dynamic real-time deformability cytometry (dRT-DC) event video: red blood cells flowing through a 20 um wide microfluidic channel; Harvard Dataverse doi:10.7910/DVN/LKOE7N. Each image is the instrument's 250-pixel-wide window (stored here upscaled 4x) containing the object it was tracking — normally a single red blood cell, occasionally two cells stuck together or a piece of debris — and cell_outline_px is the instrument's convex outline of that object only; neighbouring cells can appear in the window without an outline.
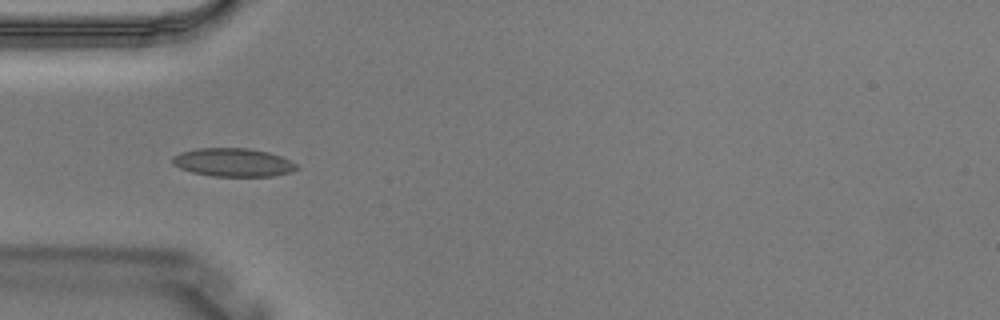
{"species": "Egyptian fruit bat (a non-hibernating species)", "species_latin": "Rousettus aegyptiacus", "temperature_condition": "warm", "stored_images_in_passage": 2, "camera_frame_rate_fps": 3000, "um_per_image_px": 0.085, "animal": {"sex": "male"}, "frame": {"image": 1, "passage_image": 2, "time_ms": 0.333, "image_size_px": [1000, 320], "cell_outline_px": [[300, 168], [292, 172], [272, 176], [212, 176], [192, 172], [180, 168], [172, 164], [172, 156], [180, 152], [196, 148], [248, 148], [268, 152], [280, 156], [296, 164]], "centroid_in_image_um": [19.8, 13.8], "position_along_channel_um": 65.2, "area_um2": 20.58}}